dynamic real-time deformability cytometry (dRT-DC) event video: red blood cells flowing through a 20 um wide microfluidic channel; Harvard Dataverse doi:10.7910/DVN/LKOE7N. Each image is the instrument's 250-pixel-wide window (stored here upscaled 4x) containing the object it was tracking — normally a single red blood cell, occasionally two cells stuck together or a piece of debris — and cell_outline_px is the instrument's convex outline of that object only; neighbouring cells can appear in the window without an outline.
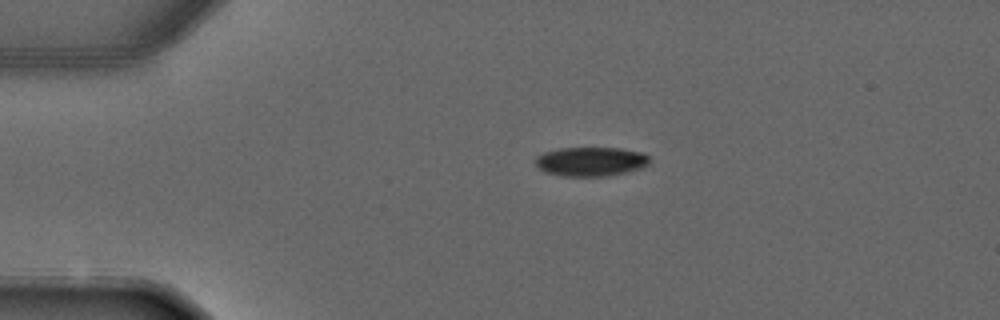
{"species": "common noctule bat (a hibernating species)", "species_latin": "Nyctalus noctula", "temperature_condition": "warm", "stored_images_in_passage": 3, "camera_frame_rate_fps": 3000, "um_per_image_px": 0.085, "animal": {"sex": "male", "forearm_length_mm": 52.5}, "frame": {"image": 1, "passage_image": 1, "time_ms": 0.0, "image_size_px": [1000, 320], "cell_outline_px": [[652, 160], [648, 164], [640, 168], [628, 172], [608, 176], [564, 176], [544, 172], [532, 160], [536, 156], [544, 152], [560, 148], [620, 148], [644, 152]], "centroid_in_image_um": [50.23, 13.73], "position_along_channel_um": 34.8, "area_um2": 19.65}}